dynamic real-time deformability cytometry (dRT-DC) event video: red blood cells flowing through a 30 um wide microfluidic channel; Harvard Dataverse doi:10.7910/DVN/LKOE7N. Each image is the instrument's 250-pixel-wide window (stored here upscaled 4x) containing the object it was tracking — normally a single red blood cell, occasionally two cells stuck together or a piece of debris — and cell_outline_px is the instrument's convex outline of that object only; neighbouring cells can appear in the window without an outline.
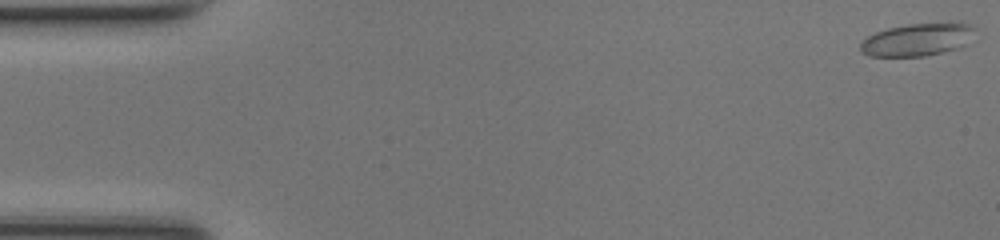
{"species": "common noctule bat (a hibernating species)", "species_latin": "Nyctalus noctula", "temperature_condition": "room temperature", "stored_images_in_passage": 49, "camera_frame_rate_fps": 3000, "um_per_image_px": 0.085, "animal": {"sex": "female", "body_mass_g": 17.0, "forearm_length_mm": 48.0}, "frame": {"image": 1, "passage_image": 1, "time_ms": 0.0, "image_size_px": [1000, 240], "cell_outline_px": [[976, 28], [964, 44], [960, 48], [924, 56], [868, 56], [860, 48], [860, 44], [868, 36], [876, 32], [888, 28], [908, 24], [960, 20]], "centroid_in_image_um": [78.02, 3.33], "position_along_channel_um": 7.0, "area_um2": 21.96}}
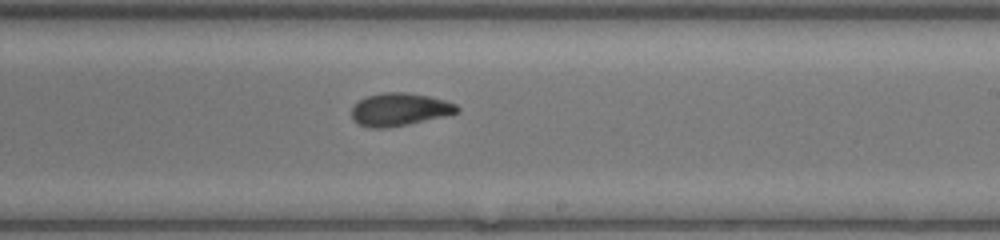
{"frame": {"image": 2, "passage_image": 29, "time_ms": 9.333, "image_size_px": [1000, 240], "cell_outline_px": [[460, 112], [448, 116], [388, 128], [368, 128], [352, 120], [352, 108], [364, 96], [384, 92], [404, 92], [428, 96], [444, 100], [456, 104], [460, 108]], "centroid_in_image_um": [33.98, 9.31], "position_along_channel_um": 255.0, "area_um2": 20.35}}
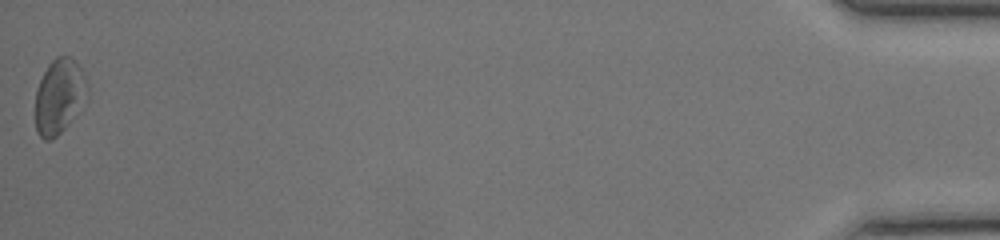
{"frame": {"image": 3, "passage_image": 49, "time_ms": 16.0, "image_size_px": [1000, 240], "cell_outline_px": [[88, 100], [68, 124], [52, 140], [44, 140], [36, 132], [36, 88], [48, 64], [56, 56], [72, 56], [76, 60], [84, 72], [88, 84]], "centroid_in_image_um": [5.07, 8.16], "position_along_channel_um": 430.1, "area_um2": 23.12}, "authors_computed_cell_mechanics": {"area_um2": 20.2878, "velocity_mm_per_s": 4.2234, "shape_relaxation_time_tau1_ms": 9.8735, "shape_relaxation_time_tau2_ms": 3.1524, "deformation_change_tau1": 0.2184, "deformation_change_tau2": 0.086}}